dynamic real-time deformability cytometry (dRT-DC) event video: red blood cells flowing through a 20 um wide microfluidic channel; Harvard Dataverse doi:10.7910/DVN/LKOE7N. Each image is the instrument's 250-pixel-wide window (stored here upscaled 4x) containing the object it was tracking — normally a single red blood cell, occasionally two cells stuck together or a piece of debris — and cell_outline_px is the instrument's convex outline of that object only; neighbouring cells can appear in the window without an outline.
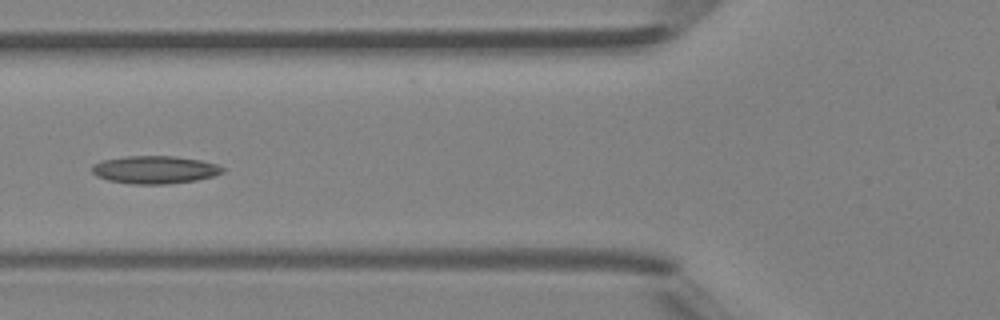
{"species": "Egyptian fruit bat (a non-hibernating species)", "species_latin": "Rousettus aegyptiacus", "temperature_condition": "room temperature", "stored_images_in_passage": 6, "camera_frame_rate_fps": 3000, "um_per_image_px": 0.085, "animal": {"sex": "female"}, "frame": {"image": 1, "passage_image": 6, "time_ms": 5.667, "image_size_px": [1000, 320], "cell_outline_px": [[224, 172], [212, 176], [196, 180], [168, 184], [132, 184], [108, 180], [96, 176], [92, 172], [92, 164], [100, 160], [128, 156], [172, 156], [200, 160], [216, 164], [224, 168]], "centroid_in_image_um": [13.12, 14.42], "position_along_channel_um": 112.7, "area_um2": 21.15}}